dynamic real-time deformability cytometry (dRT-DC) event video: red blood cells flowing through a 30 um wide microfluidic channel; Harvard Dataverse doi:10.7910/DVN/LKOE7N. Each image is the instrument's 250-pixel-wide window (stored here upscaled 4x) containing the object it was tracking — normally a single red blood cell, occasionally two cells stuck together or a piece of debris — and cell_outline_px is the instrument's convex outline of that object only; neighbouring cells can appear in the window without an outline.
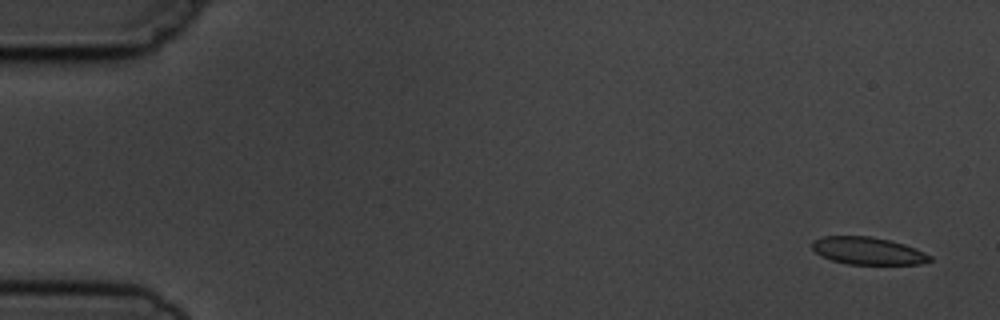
{"species": "common noctule bat (a hibernating species)", "species_latin": "Nyctalus noctula", "temperature_condition": "cold", "stored_images_in_passage": 5, "camera_frame_rate_fps": 3000, "um_per_image_px": 0.085, "animal": {"sex": "male", "body_mass_g": 19.5, "forearm_length_mm": 54.6}, "frame": {"image": 1, "passage_image": 1, "time_ms": 0.0, "image_size_px": [1000, 320], "cell_outline_px": [[932, 260], [920, 264], [848, 264], [832, 260], [820, 256], [812, 248], [812, 240], [824, 236], [872, 236], [904, 244], [916, 248], [932, 256]], "centroid_in_image_um": [73.76, 21.32], "position_along_channel_um": 11.2, "area_um2": 18.84}}
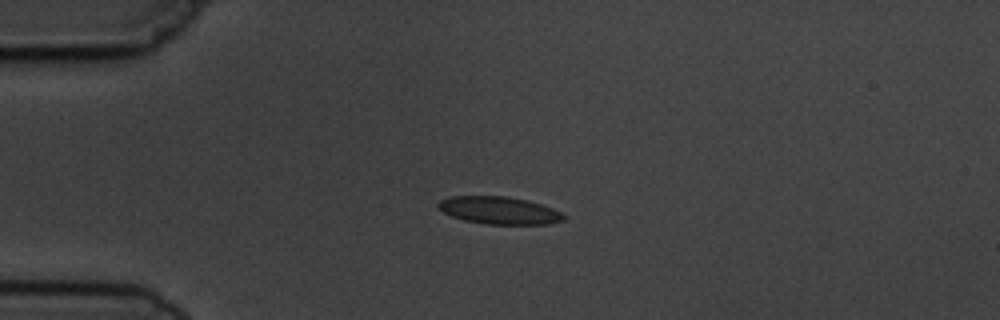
{"frame": {"image": 2, "passage_image": 4, "time_ms": 3.667, "image_size_px": [1000, 320], "cell_outline_px": [[564, 220], [548, 224], [484, 224], [464, 220], [452, 216], [436, 208], [436, 204], [440, 200], [448, 196], [504, 196], [528, 200], [552, 208], [560, 212], [564, 216]], "centroid_in_image_um": [42.38, 17.88], "position_along_channel_um": 42.6, "area_um2": 20.11}}